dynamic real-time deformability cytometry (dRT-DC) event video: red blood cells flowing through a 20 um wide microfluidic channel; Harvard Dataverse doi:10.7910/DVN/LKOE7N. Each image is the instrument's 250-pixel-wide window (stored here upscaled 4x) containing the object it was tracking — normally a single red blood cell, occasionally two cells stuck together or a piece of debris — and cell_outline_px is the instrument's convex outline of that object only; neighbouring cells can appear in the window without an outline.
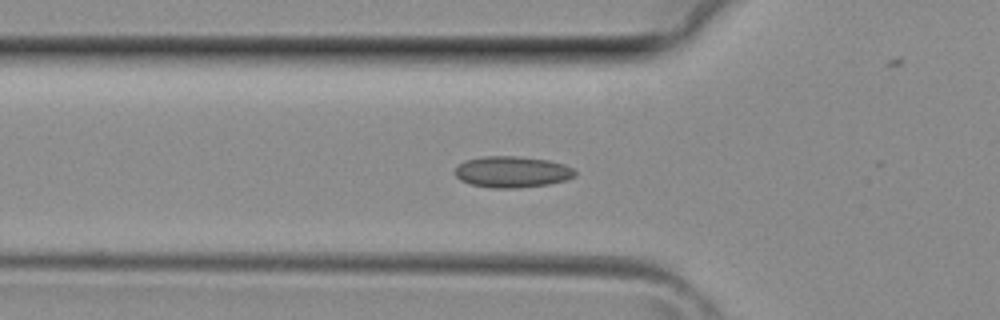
{"species": "common noctule bat (a hibernating species)", "species_latin": "Nyctalus noctula", "temperature_condition": "room temperature", "stored_images_in_passage": 38, "camera_frame_rate_fps": 3000, "um_per_image_px": 0.085, "animal": {"sex": "female", "body_mass_g": 29.2, "forearm_length_mm": 56.3}, "frame": {"image": 1, "passage_image": 12, "time_ms": 3.667, "image_size_px": [1000, 320], "cell_outline_px": [[576, 176], [564, 180], [548, 184], [520, 188], [492, 188], [468, 184], [460, 180], [456, 176], [456, 168], [464, 160], [484, 156], [520, 156], [548, 160], [564, 164], [572, 168], [576, 172]], "centroid_in_image_um": [43.52, 14.61], "position_along_channel_um": 82.3, "area_um2": 21.96}}
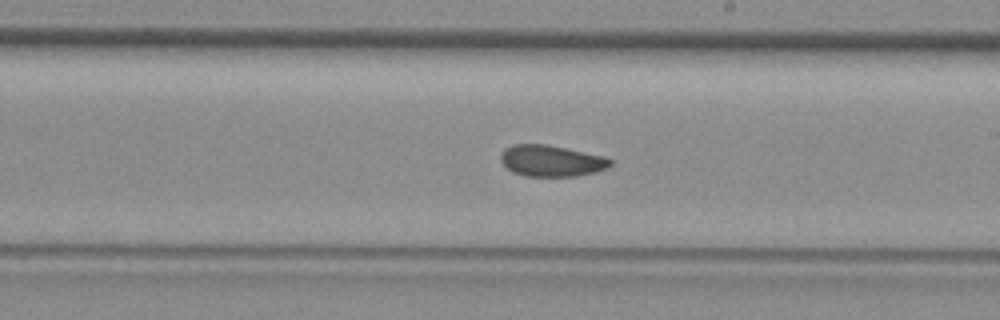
{"frame": {"image": 2, "passage_image": 21, "time_ms": 6.667, "image_size_px": [1000, 320], "cell_outline_px": [[612, 164], [608, 168], [596, 172], [576, 176], [524, 176], [512, 172], [500, 160], [500, 156], [504, 148], [516, 144], [548, 144], [604, 156], [612, 160]], "centroid_in_image_um": [46.88, 13.67], "position_along_channel_um": 242.1, "area_um2": 20.11}}
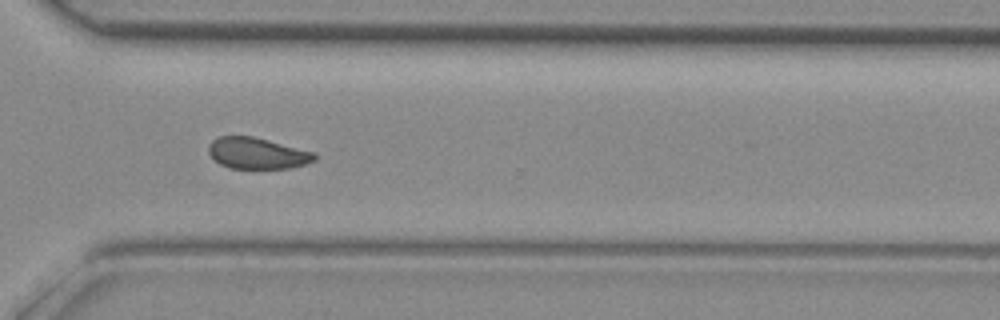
{"frame": {"image": 3, "passage_image": 27, "time_ms": 8.667, "image_size_px": [1000, 320], "cell_outline_px": [[316, 160], [304, 164], [288, 168], [228, 168], [220, 164], [208, 152], [208, 144], [212, 140], [220, 136], [252, 136], [316, 152]], "centroid_in_image_um": [21.86, 13.02], "position_along_channel_um": 348.7, "area_um2": 19.25}}